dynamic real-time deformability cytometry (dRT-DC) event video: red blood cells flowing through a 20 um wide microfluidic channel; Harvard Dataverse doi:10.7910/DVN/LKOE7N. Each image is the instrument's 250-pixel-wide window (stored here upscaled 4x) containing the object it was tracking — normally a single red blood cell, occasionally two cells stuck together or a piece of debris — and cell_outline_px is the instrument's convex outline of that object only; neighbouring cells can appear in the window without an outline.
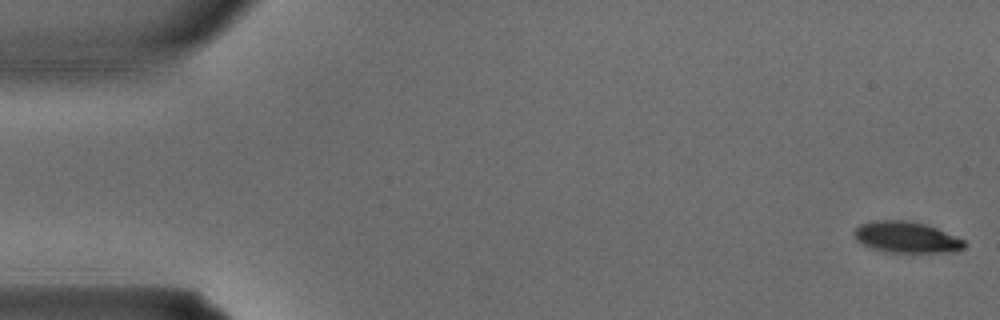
{"species": "common noctule bat (a hibernating species)", "species_latin": "Nyctalus noctula", "temperature_condition": "warm", "stored_images_in_passage": 3, "camera_frame_rate_fps": 3000, "um_per_image_px": 0.085, "animal": {"sex": "male", "body_mass_g": 15.6}, "frame": {"image": 1, "passage_image": 1, "time_ms": 0.0, "image_size_px": [1000, 320], "cell_outline_px": [[968, 244], [964, 248], [956, 252], [884, 252], [872, 248], [856, 240], [852, 232], [860, 224], [872, 220], [904, 220], [924, 224], [936, 228], [964, 240]], "centroid_in_image_um": [77.04, 20.17], "position_along_channel_um": 8.0, "area_um2": 20.06}}